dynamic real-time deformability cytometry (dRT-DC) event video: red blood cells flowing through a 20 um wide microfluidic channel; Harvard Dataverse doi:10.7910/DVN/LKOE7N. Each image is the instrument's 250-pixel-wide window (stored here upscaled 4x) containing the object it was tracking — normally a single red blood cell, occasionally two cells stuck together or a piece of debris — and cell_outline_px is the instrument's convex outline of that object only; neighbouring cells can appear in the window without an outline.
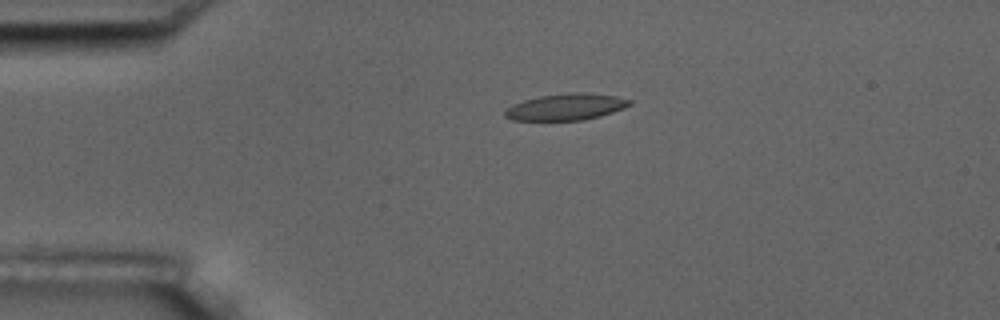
{"species": "common noctule bat (a hibernating species)", "species_latin": "Nyctalus noctula", "temperature_condition": "room temperature", "stored_images_in_passage": 4, "camera_frame_rate_fps": 3000, "um_per_image_px": 0.085, "animal": {"sex": "male", "body_mass_g": 17.5, "forearm_length_mm": 52.3}, "frame": {"image": 1, "passage_image": 3, "time_ms": 3.0, "image_size_px": [1000, 320], "cell_outline_px": [[632, 104], [624, 108], [600, 116], [584, 120], [512, 120], [504, 116], [504, 112], [512, 104], [524, 100], [540, 96], [576, 92], [580, 92], [616, 96], [632, 100]], "centroid_in_image_um": [48.12, 9.09], "position_along_channel_um": 36.9, "area_um2": 19.13}}